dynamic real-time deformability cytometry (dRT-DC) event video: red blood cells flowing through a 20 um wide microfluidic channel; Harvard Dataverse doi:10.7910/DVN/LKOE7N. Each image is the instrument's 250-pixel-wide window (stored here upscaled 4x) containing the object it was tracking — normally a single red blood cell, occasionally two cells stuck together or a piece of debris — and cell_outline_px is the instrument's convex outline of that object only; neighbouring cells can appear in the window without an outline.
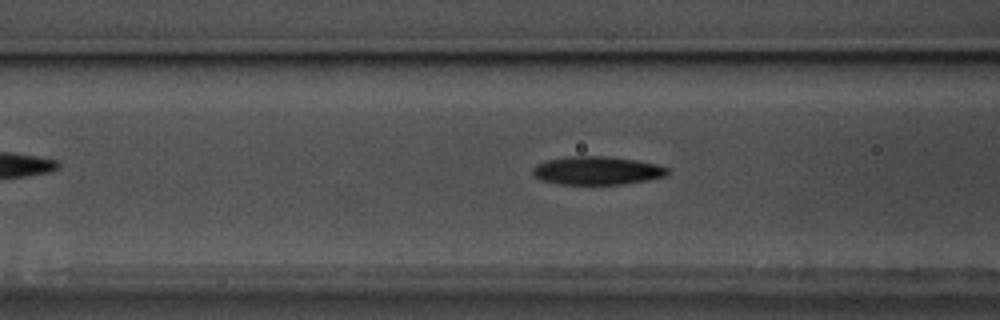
{"species": "common noctule bat (a hibernating species)", "species_latin": "Nyctalus noctula", "temperature_condition": "warm", "stored_images_in_passage": 40, "camera_frame_rate_fps": 3000, "um_per_image_px": 0.085, "animal": {"sex": "male", "body_mass_g": 17.5, "forearm_length_mm": 52.3}, "frame": {"image": 1, "passage_image": 17, "time_ms": 5.333, "image_size_px": [1000, 320], "cell_outline_px": [[668, 172], [664, 176], [624, 184], [556, 184], [540, 180], [532, 176], [532, 168], [536, 164], [548, 160], [572, 156], [608, 156], [636, 160], [656, 164], [668, 168]], "centroid_in_image_um": [50.68, 14.5], "position_along_channel_um": 115.9, "area_um2": 22.2}}
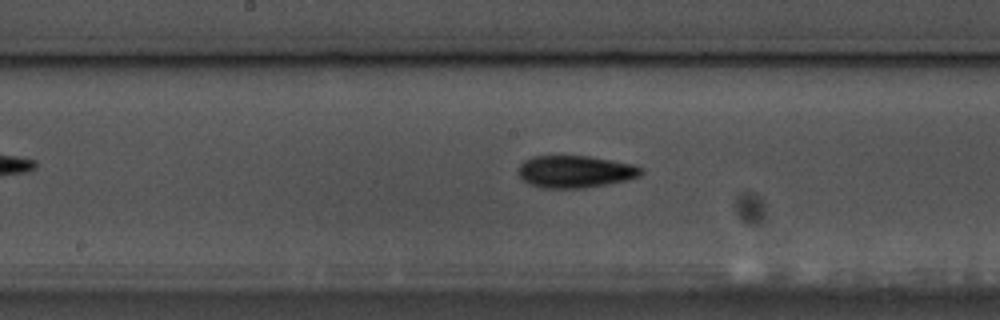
{"frame": {"image": 2, "passage_image": 24, "time_ms": 7.667, "image_size_px": [1000, 320], "cell_outline_px": [[644, 172], [640, 176], [628, 180], [584, 188], [540, 188], [528, 184], [520, 176], [520, 164], [524, 160], [532, 156], [588, 156], [636, 164], [644, 168]], "centroid_in_image_um": [48.95, 14.59], "position_along_channel_um": 199.3, "area_um2": 23.24}}
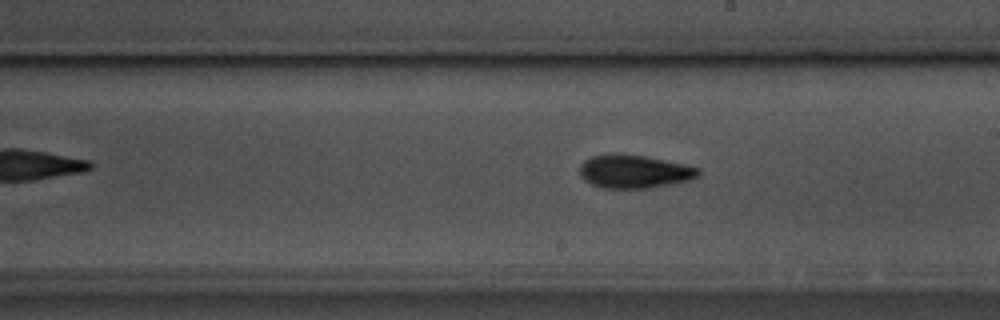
{"frame": {"image": 3, "passage_image": 27, "time_ms": 8.667, "image_size_px": [1000, 320], "cell_outline_px": [[700, 176], [688, 180], [672, 184], [652, 188], [604, 188], [592, 184], [584, 180], [580, 176], [580, 164], [584, 160], [592, 156], [644, 156], [684, 164], [700, 168]], "centroid_in_image_um": [53.95, 14.62], "position_along_channel_um": 235.1, "area_um2": 22.48}}